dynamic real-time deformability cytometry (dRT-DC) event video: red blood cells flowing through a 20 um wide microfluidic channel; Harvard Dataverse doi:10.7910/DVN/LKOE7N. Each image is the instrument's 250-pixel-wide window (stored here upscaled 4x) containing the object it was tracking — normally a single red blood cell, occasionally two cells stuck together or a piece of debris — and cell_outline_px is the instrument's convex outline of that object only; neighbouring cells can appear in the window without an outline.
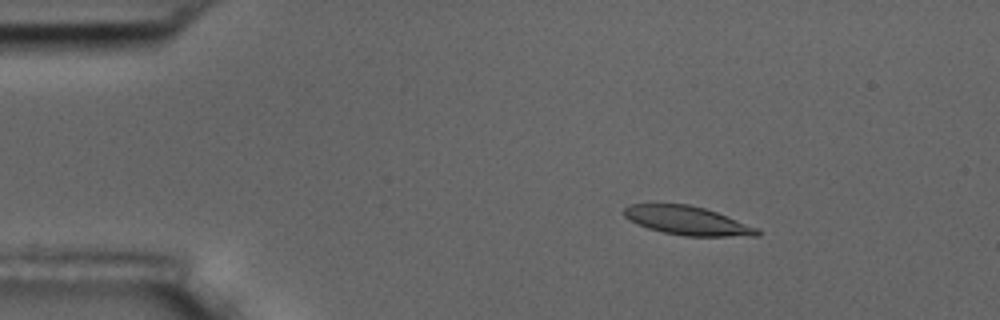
{"species": "common noctule bat (a hibernating species)", "species_latin": "Nyctalus noctula", "temperature_condition": "room temperature", "stored_images_in_passage": 4, "camera_frame_rate_fps": 3000, "um_per_image_px": 0.085, "animal": {"sex": "male", "body_mass_g": 17.5, "forearm_length_mm": 52.3}, "frame": {"image": 1, "passage_image": 2, "time_ms": 1.0, "image_size_px": [1000, 320], "cell_outline_px": [[760, 236], [684, 236], [664, 232], [648, 228], [636, 224], [628, 220], [624, 216], [624, 208], [632, 204], [688, 204], [704, 208], [716, 212], [756, 228], [760, 232]], "centroid_in_image_um": [58.38, 18.76], "position_along_channel_um": 26.6, "area_um2": 22.02}}